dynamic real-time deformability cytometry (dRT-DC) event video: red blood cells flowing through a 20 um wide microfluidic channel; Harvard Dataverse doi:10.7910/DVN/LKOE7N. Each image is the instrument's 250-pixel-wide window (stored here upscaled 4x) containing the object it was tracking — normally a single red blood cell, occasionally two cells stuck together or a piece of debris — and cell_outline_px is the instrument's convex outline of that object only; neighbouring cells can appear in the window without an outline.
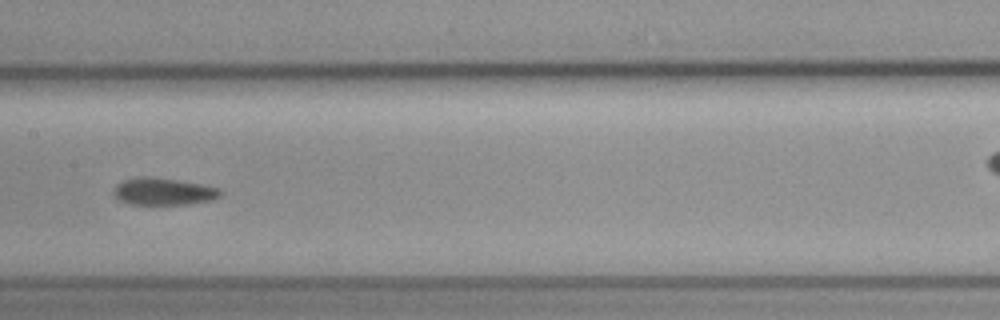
{"species": "common noctule bat (a hibernating species)", "species_latin": "Nyctalus noctula", "temperature_condition": "cold", "stored_images_in_passage": 15, "camera_frame_rate_fps": 3000, "um_per_image_px": 0.085, "animal": {"sex": "female", "body_mass_g": 19.3, "forearm_length_mm": 54.1}, "frame": {"image": 1, "passage_image": 7, "time_ms": 2.0, "image_size_px": [1000, 320], "cell_outline_px": [[220, 196], [212, 200], [188, 204], [128, 204], [116, 200], [112, 192], [116, 184], [124, 180], [144, 176], [148, 176], [176, 180], [200, 184], [220, 188]], "centroid_in_image_um": [13.83, 16.29], "position_along_channel_um": 193.6, "area_um2": 16.88}}
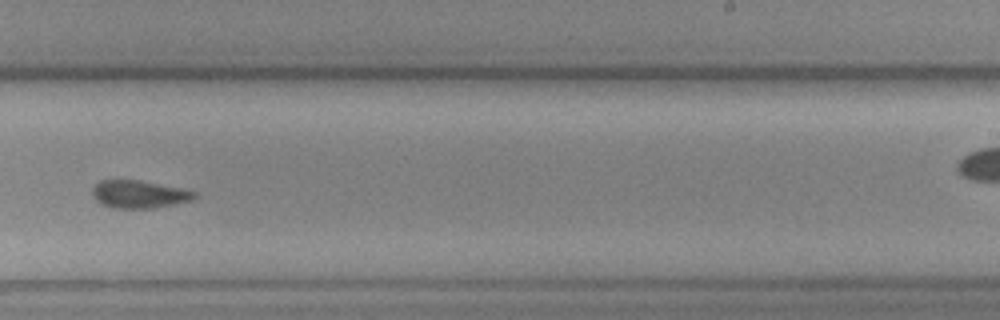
{"frame": {"image": 2, "passage_image": 9, "time_ms": 2.667, "image_size_px": [1000, 320], "cell_outline_px": [[196, 196], [192, 200], [152, 208], [112, 208], [100, 204], [92, 196], [92, 188], [100, 180], [136, 180], [180, 188], [196, 192]], "centroid_in_image_um": [11.76, 16.52], "position_along_channel_um": 277.2, "area_um2": 16.3}}
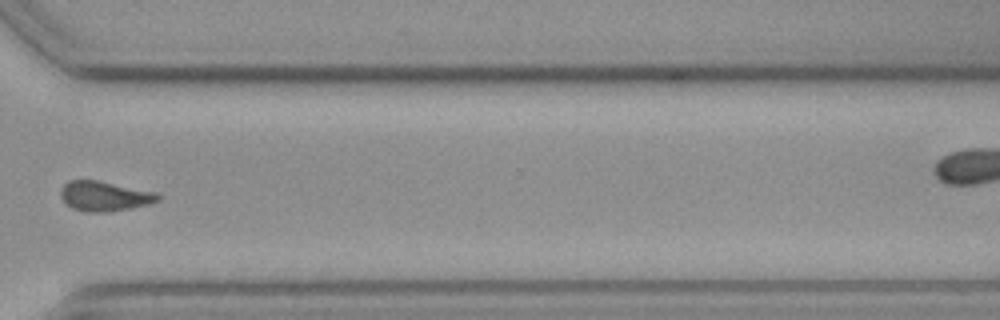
{"frame": {"image": 3, "passage_image": 11, "time_ms": 3.333, "image_size_px": [1000, 320], "cell_outline_px": [[160, 200], [148, 204], [132, 208], [108, 212], [84, 212], [72, 208], [60, 196], [60, 188], [68, 180], [96, 180], [160, 192]], "centroid_in_image_um": [8.91, 16.67], "position_along_channel_um": 361.7, "area_um2": 17.17}}